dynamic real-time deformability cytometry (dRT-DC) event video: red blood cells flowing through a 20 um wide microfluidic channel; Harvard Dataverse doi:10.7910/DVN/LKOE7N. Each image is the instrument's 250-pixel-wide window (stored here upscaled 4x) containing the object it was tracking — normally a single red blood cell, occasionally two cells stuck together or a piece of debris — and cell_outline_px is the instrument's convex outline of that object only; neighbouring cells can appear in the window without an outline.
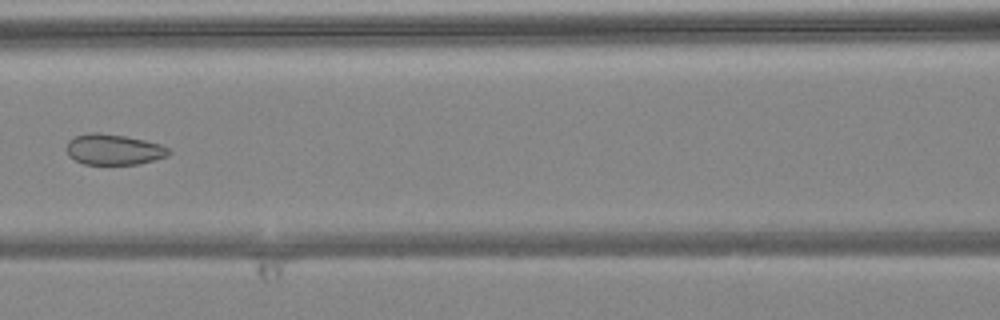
{"species": "common noctule bat (a hibernating species)", "species_latin": "Nyctalus noctula", "temperature_condition": "warm", "stored_images_in_passage": 5, "camera_frame_rate_fps": 3000, "um_per_image_px": 0.085, "animal": {"sex": "female", "body_mass_g": 24.6, "forearm_length_mm": 56.2}, "frame": {"image": 1, "passage_image": 5, "time_ms": 1.333, "image_size_px": [1000, 320], "cell_outline_px": [[172, 152], [168, 156], [140, 164], [84, 164], [68, 156], [68, 140], [76, 136], [88, 132], [100, 132], [124, 136], [144, 140], [160, 144], [172, 148]], "centroid_in_image_um": [9.71, 12.7], "position_along_channel_um": 156.9, "area_um2": 18.38}}